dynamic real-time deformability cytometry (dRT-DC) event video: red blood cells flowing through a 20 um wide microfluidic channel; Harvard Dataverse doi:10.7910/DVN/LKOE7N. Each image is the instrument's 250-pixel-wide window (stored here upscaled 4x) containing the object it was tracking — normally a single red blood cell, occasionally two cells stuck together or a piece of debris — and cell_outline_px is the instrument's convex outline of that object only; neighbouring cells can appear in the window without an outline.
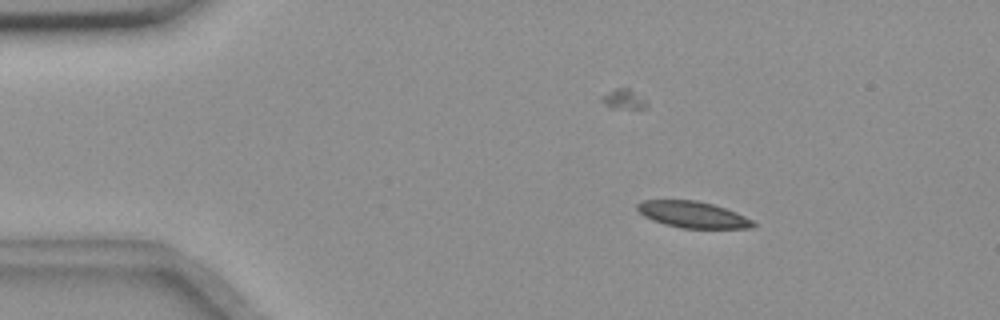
{"species": "common noctule bat (a hibernating species)", "species_latin": "Nyctalus noctula", "temperature_condition": "room temperature", "stored_images_in_passage": 5, "camera_frame_rate_fps": 3000, "um_per_image_px": 0.085, "animal": {"sex": "female", "body_mass_g": 18.4}, "frame": {"image": 1, "passage_image": 4, "time_ms": 3.667, "image_size_px": [1000, 320], "cell_outline_px": [[756, 228], [680, 228], [664, 224], [652, 220], [644, 216], [636, 208], [636, 204], [644, 200], [696, 200], [712, 204], [736, 212], [752, 220], [756, 224]], "centroid_in_image_um": [58.88, 18.24], "position_along_channel_um": 26.1, "area_um2": 17.8}}